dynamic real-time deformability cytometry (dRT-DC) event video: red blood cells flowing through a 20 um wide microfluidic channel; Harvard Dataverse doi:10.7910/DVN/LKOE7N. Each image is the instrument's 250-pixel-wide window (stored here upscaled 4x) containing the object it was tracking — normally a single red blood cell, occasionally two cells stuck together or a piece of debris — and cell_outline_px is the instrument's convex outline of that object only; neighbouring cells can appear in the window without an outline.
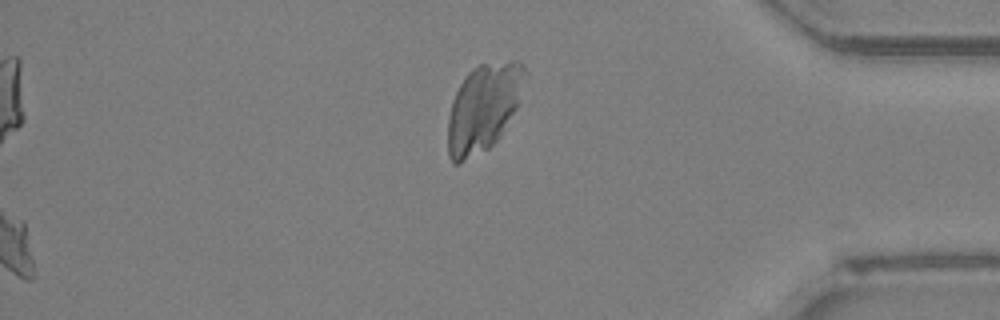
{"species": "Egyptian fruit bat (a non-hibernating species)", "species_latin": "Rousettus aegyptiacus", "temperature_condition": "room temperature", "stored_images_in_passage": 47, "camera_frame_rate_fps": 3000, "um_per_image_px": 0.085, "animal": {"sex": "female"}, "frame": {"image": 1, "passage_image": 47, "time_ms": 15.333, "image_size_px": [1000, 320], "cell_outline_px": [[524, 72], [516, 108], [500, 136], [488, 148], [460, 164], [452, 164], [448, 156], [448, 116], [452, 100], [460, 84], [468, 72], [472, 68], [480, 64], [512, 60], [520, 60], [524, 68]], "centroid_in_image_um": [41.03, 9.17], "position_along_channel_um": 394.2, "area_um2": 38.84}}